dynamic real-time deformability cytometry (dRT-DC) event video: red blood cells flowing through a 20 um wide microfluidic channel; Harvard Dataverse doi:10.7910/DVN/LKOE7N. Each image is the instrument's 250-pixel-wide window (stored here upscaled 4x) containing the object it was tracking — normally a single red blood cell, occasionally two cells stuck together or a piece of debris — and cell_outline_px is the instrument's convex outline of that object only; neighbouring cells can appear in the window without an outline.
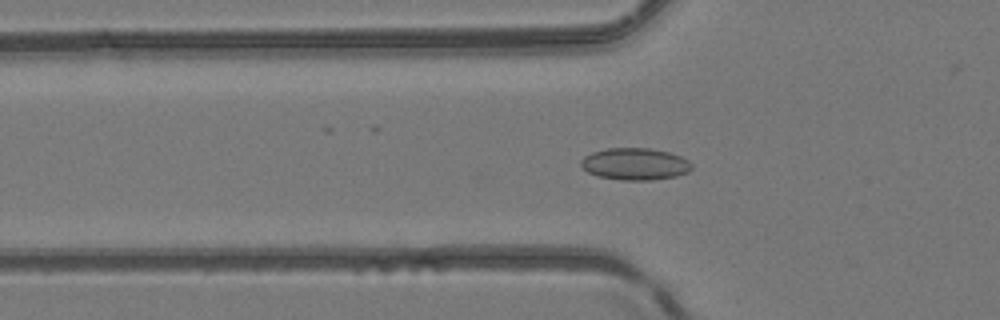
{"species": "common noctule bat (a hibernating species)", "species_latin": "Nyctalus noctula", "temperature_condition": "room temperature", "stored_images_in_passage": 14, "camera_frame_rate_fps": 3000, "um_per_image_px": 0.085, "animal": {"sex": "female", "body_mass_g": 24.6, "forearm_length_mm": 56.2}, "frame": {"image": 1, "passage_image": 11, "time_ms": 3.333, "image_size_px": [1000, 320], "cell_outline_px": [[692, 168], [688, 172], [676, 176], [652, 180], [620, 180], [596, 176], [588, 172], [580, 164], [580, 160], [584, 156], [592, 152], [608, 148], [648, 148], [668, 152], [680, 156], [688, 160], [692, 164]], "centroid_in_image_um": [53.96, 13.94], "position_along_channel_um": 71.8, "area_um2": 20.69}}